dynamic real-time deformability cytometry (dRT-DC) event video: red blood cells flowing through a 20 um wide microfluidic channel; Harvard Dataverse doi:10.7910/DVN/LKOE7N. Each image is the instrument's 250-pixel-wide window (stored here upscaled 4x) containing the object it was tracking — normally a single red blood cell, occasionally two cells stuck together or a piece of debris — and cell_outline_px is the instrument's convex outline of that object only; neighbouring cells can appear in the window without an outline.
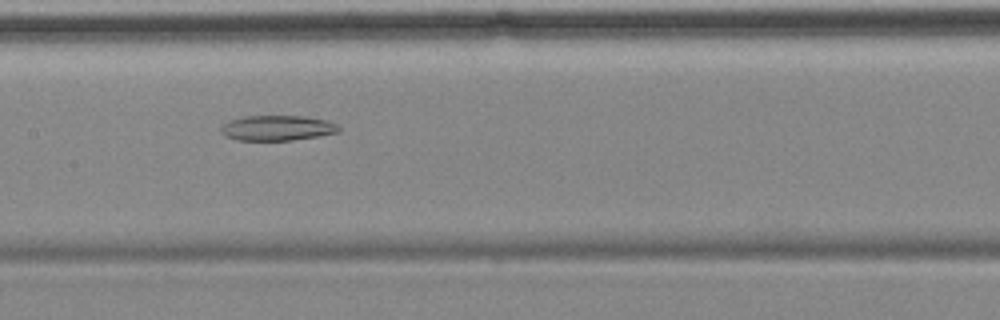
{"species": "common noctule bat (a hibernating species)", "species_latin": "Nyctalus noctula", "temperature_condition": "cold", "stored_images_in_passage": 6, "camera_frame_rate_fps": 3000, "um_per_image_px": 0.085, "animal": {"sex": "female", "body_mass_g": 18.4}, "frame": {"image": 1, "passage_image": 5, "time_ms": 5.667, "image_size_px": [1000, 320], "cell_outline_px": [[340, 132], [292, 140], [236, 140], [224, 136], [220, 132], [220, 128], [224, 124], [232, 120], [244, 116], [304, 116], [324, 120], [336, 124], [340, 128]], "centroid_in_image_um": [23.54, 10.88], "position_along_channel_um": 183.9, "area_um2": 17.17}}